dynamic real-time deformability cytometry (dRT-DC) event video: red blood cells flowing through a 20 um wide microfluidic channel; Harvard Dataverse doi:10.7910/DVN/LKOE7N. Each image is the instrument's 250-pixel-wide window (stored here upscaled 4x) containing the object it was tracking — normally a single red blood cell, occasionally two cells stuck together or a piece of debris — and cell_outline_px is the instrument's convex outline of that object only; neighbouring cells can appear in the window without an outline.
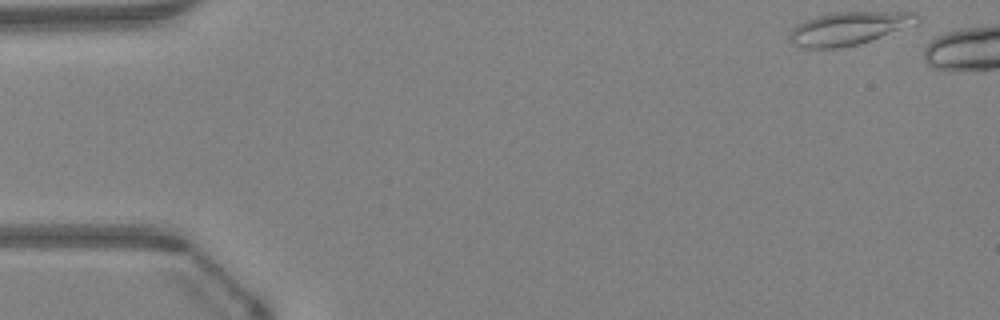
{"species": "Egyptian fruit bat (a non-hibernating species)", "species_latin": "Rousettus aegyptiacus", "temperature_condition": "warm", "stored_images_in_passage": 6, "camera_frame_rate_fps": 3000, "um_per_image_px": 0.085, "animal": {"sex": "female"}, "frame": {"image": 1, "passage_image": 1, "time_ms": 0.0, "image_size_px": [1000, 320], "cell_outline_px": [[920, 20], [916, 24], [856, 44], [840, 48], [800, 48], [792, 44], [788, 36], [792, 28], [796, 24], [804, 20], [816, 16], [836, 12], [916, 12], [920, 16]], "centroid_in_image_um": [72.1, 2.4], "position_along_channel_um": 12.9, "area_um2": 24.51}}